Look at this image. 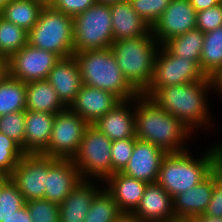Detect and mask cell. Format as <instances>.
<instances>
[{
	"instance_id": "cell-21",
	"label": "cell",
	"mask_w": 222,
	"mask_h": 222,
	"mask_svg": "<svg viewBox=\"0 0 222 222\" xmlns=\"http://www.w3.org/2000/svg\"><path fill=\"white\" fill-rule=\"evenodd\" d=\"M105 189L112 195L122 213L132 214L138 207L147 183L122 172H116L105 181Z\"/></svg>"
},
{
	"instance_id": "cell-7",
	"label": "cell",
	"mask_w": 222,
	"mask_h": 222,
	"mask_svg": "<svg viewBox=\"0 0 222 222\" xmlns=\"http://www.w3.org/2000/svg\"><path fill=\"white\" fill-rule=\"evenodd\" d=\"M74 53L108 49L114 42L109 5L95 3L73 17Z\"/></svg>"
},
{
	"instance_id": "cell-50",
	"label": "cell",
	"mask_w": 222,
	"mask_h": 222,
	"mask_svg": "<svg viewBox=\"0 0 222 222\" xmlns=\"http://www.w3.org/2000/svg\"><path fill=\"white\" fill-rule=\"evenodd\" d=\"M11 0H0V10L3 6H5L8 2H10Z\"/></svg>"
},
{
	"instance_id": "cell-38",
	"label": "cell",
	"mask_w": 222,
	"mask_h": 222,
	"mask_svg": "<svg viewBox=\"0 0 222 222\" xmlns=\"http://www.w3.org/2000/svg\"><path fill=\"white\" fill-rule=\"evenodd\" d=\"M222 26V3L196 13V29L204 33Z\"/></svg>"
},
{
	"instance_id": "cell-49",
	"label": "cell",
	"mask_w": 222,
	"mask_h": 222,
	"mask_svg": "<svg viewBox=\"0 0 222 222\" xmlns=\"http://www.w3.org/2000/svg\"><path fill=\"white\" fill-rule=\"evenodd\" d=\"M9 179V176L6 174L2 173L0 171V188L4 185V183Z\"/></svg>"
},
{
	"instance_id": "cell-27",
	"label": "cell",
	"mask_w": 222,
	"mask_h": 222,
	"mask_svg": "<svg viewBox=\"0 0 222 222\" xmlns=\"http://www.w3.org/2000/svg\"><path fill=\"white\" fill-rule=\"evenodd\" d=\"M204 32L199 29L187 31L166 41L163 46L174 56L194 60L200 66Z\"/></svg>"
},
{
	"instance_id": "cell-8",
	"label": "cell",
	"mask_w": 222,
	"mask_h": 222,
	"mask_svg": "<svg viewBox=\"0 0 222 222\" xmlns=\"http://www.w3.org/2000/svg\"><path fill=\"white\" fill-rule=\"evenodd\" d=\"M112 141L95 126L89 125L82 137L78 152L72 161L79 170L82 180L94 178L103 183L112 175Z\"/></svg>"
},
{
	"instance_id": "cell-23",
	"label": "cell",
	"mask_w": 222,
	"mask_h": 222,
	"mask_svg": "<svg viewBox=\"0 0 222 222\" xmlns=\"http://www.w3.org/2000/svg\"><path fill=\"white\" fill-rule=\"evenodd\" d=\"M114 41L151 34V27L132 8L129 0L109 5Z\"/></svg>"
},
{
	"instance_id": "cell-31",
	"label": "cell",
	"mask_w": 222,
	"mask_h": 222,
	"mask_svg": "<svg viewBox=\"0 0 222 222\" xmlns=\"http://www.w3.org/2000/svg\"><path fill=\"white\" fill-rule=\"evenodd\" d=\"M121 215L112 195L104 187L95 196L83 222H115Z\"/></svg>"
},
{
	"instance_id": "cell-3",
	"label": "cell",
	"mask_w": 222,
	"mask_h": 222,
	"mask_svg": "<svg viewBox=\"0 0 222 222\" xmlns=\"http://www.w3.org/2000/svg\"><path fill=\"white\" fill-rule=\"evenodd\" d=\"M212 145L198 158L189 150L167 153L161 162L157 183L172 198L198 185L222 163V142Z\"/></svg>"
},
{
	"instance_id": "cell-12",
	"label": "cell",
	"mask_w": 222,
	"mask_h": 222,
	"mask_svg": "<svg viewBox=\"0 0 222 222\" xmlns=\"http://www.w3.org/2000/svg\"><path fill=\"white\" fill-rule=\"evenodd\" d=\"M60 57L43 49L26 44L8 62V74L22 82L47 79Z\"/></svg>"
},
{
	"instance_id": "cell-2",
	"label": "cell",
	"mask_w": 222,
	"mask_h": 222,
	"mask_svg": "<svg viewBox=\"0 0 222 222\" xmlns=\"http://www.w3.org/2000/svg\"><path fill=\"white\" fill-rule=\"evenodd\" d=\"M134 102L137 139L150 142L166 153L188 150L187 140L194 135L190 129L143 94H138Z\"/></svg>"
},
{
	"instance_id": "cell-45",
	"label": "cell",
	"mask_w": 222,
	"mask_h": 222,
	"mask_svg": "<svg viewBox=\"0 0 222 222\" xmlns=\"http://www.w3.org/2000/svg\"><path fill=\"white\" fill-rule=\"evenodd\" d=\"M115 222H140L132 214L122 213V215Z\"/></svg>"
},
{
	"instance_id": "cell-47",
	"label": "cell",
	"mask_w": 222,
	"mask_h": 222,
	"mask_svg": "<svg viewBox=\"0 0 222 222\" xmlns=\"http://www.w3.org/2000/svg\"><path fill=\"white\" fill-rule=\"evenodd\" d=\"M95 1L96 3H99V4L112 5V4H115L116 2H120L123 0H95Z\"/></svg>"
},
{
	"instance_id": "cell-14",
	"label": "cell",
	"mask_w": 222,
	"mask_h": 222,
	"mask_svg": "<svg viewBox=\"0 0 222 222\" xmlns=\"http://www.w3.org/2000/svg\"><path fill=\"white\" fill-rule=\"evenodd\" d=\"M166 152L154 144L136 139L131 158L122 173L148 183H155Z\"/></svg>"
},
{
	"instance_id": "cell-36",
	"label": "cell",
	"mask_w": 222,
	"mask_h": 222,
	"mask_svg": "<svg viewBox=\"0 0 222 222\" xmlns=\"http://www.w3.org/2000/svg\"><path fill=\"white\" fill-rule=\"evenodd\" d=\"M133 10L152 27L172 0H129Z\"/></svg>"
},
{
	"instance_id": "cell-1",
	"label": "cell",
	"mask_w": 222,
	"mask_h": 222,
	"mask_svg": "<svg viewBox=\"0 0 222 222\" xmlns=\"http://www.w3.org/2000/svg\"><path fill=\"white\" fill-rule=\"evenodd\" d=\"M212 89L213 80L206 76L199 82L158 88L149 98L196 133L199 128L207 130L214 127L209 110L211 106H208V95L213 92Z\"/></svg>"
},
{
	"instance_id": "cell-25",
	"label": "cell",
	"mask_w": 222,
	"mask_h": 222,
	"mask_svg": "<svg viewBox=\"0 0 222 222\" xmlns=\"http://www.w3.org/2000/svg\"><path fill=\"white\" fill-rule=\"evenodd\" d=\"M65 109L47 79L26 83V110L56 114Z\"/></svg>"
},
{
	"instance_id": "cell-24",
	"label": "cell",
	"mask_w": 222,
	"mask_h": 222,
	"mask_svg": "<svg viewBox=\"0 0 222 222\" xmlns=\"http://www.w3.org/2000/svg\"><path fill=\"white\" fill-rule=\"evenodd\" d=\"M55 114L25 110L24 153L41 154L50 142Z\"/></svg>"
},
{
	"instance_id": "cell-18",
	"label": "cell",
	"mask_w": 222,
	"mask_h": 222,
	"mask_svg": "<svg viewBox=\"0 0 222 222\" xmlns=\"http://www.w3.org/2000/svg\"><path fill=\"white\" fill-rule=\"evenodd\" d=\"M216 169L195 187L187 189L172 198L175 218H195L204 215L211 200Z\"/></svg>"
},
{
	"instance_id": "cell-33",
	"label": "cell",
	"mask_w": 222,
	"mask_h": 222,
	"mask_svg": "<svg viewBox=\"0 0 222 222\" xmlns=\"http://www.w3.org/2000/svg\"><path fill=\"white\" fill-rule=\"evenodd\" d=\"M24 154L15 141L0 132V171L2 173L10 177Z\"/></svg>"
},
{
	"instance_id": "cell-39",
	"label": "cell",
	"mask_w": 222,
	"mask_h": 222,
	"mask_svg": "<svg viewBox=\"0 0 222 222\" xmlns=\"http://www.w3.org/2000/svg\"><path fill=\"white\" fill-rule=\"evenodd\" d=\"M204 215L207 217L222 218V163L216 168L214 189Z\"/></svg>"
},
{
	"instance_id": "cell-13",
	"label": "cell",
	"mask_w": 222,
	"mask_h": 222,
	"mask_svg": "<svg viewBox=\"0 0 222 222\" xmlns=\"http://www.w3.org/2000/svg\"><path fill=\"white\" fill-rule=\"evenodd\" d=\"M196 13L189 0H172L151 27V33L163 45L175 36L196 29Z\"/></svg>"
},
{
	"instance_id": "cell-46",
	"label": "cell",
	"mask_w": 222,
	"mask_h": 222,
	"mask_svg": "<svg viewBox=\"0 0 222 222\" xmlns=\"http://www.w3.org/2000/svg\"><path fill=\"white\" fill-rule=\"evenodd\" d=\"M196 222H222V218L207 217L205 215H200L193 218Z\"/></svg>"
},
{
	"instance_id": "cell-41",
	"label": "cell",
	"mask_w": 222,
	"mask_h": 222,
	"mask_svg": "<svg viewBox=\"0 0 222 222\" xmlns=\"http://www.w3.org/2000/svg\"><path fill=\"white\" fill-rule=\"evenodd\" d=\"M3 222H32L31 216L27 210V207L24 206L19 211H15L14 215L10 216Z\"/></svg>"
},
{
	"instance_id": "cell-10",
	"label": "cell",
	"mask_w": 222,
	"mask_h": 222,
	"mask_svg": "<svg viewBox=\"0 0 222 222\" xmlns=\"http://www.w3.org/2000/svg\"><path fill=\"white\" fill-rule=\"evenodd\" d=\"M90 124L69 108L55 114L48 147L41 153L56 159H73Z\"/></svg>"
},
{
	"instance_id": "cell-51",
	"label": "cell",
	"mask_w": 222,
	"mask_h": 222,
	"mask_svg": "<svg viewBox=\"0 0 222 222\" xmlns=\"http://www.w3.org/2000/svg\"><path fill=\"white\" fill-rule=\"evenodd\" d=\"M43 1L45 4H50L53 0H41Z\"/></svg>"
},
{
	"instance_id": "cell-44",
	"label": "cell",
	"mask_w": 222,
	"mask_h": 222,
	"mask_svg": "<svg viewBox=\"0 0 222 222\" xmlns=\"http://www.w3.org/2000/svg\"><path fill=\"white\" fill-rule=\"evenodd\" d=\"M8 74V62L6 59L0 58V82Z\"/></svg>"
},
{
	"instance_id": "cell-34",
	"label": "cell",
	"mask_w": 222,
	"mask_h": 222,
	"mask_svg": "<svg viewBox=\"0 0 222 222\" xmlns=\"http://www.w3.org/2000/svg\"><path fill=\"white\" fill-rule=\"evenodd\" d=\"M25 110L0 116V132L15 141L24 152Z\"/></svg>"
},
{
	"instance_id": "cell-20",
	"label": "cell",
	"mask_w": 222,
	"mask_h": 222,
	"mask_svg": "<svg viewBox=\"0 0 222 222\" xmlns=\"http://www.w3.org/2000/svg\"><path fill=\"white\" fill-rule=\"evenodd\" d=\"M92 125L104 133L111 141L136 137L134 98L122 100Z\"/></svg>"
},
{
	"instance_id": "cell-40",
	"label": "cell",
	"mask_w": 222,
	"mask_h": 222,
	"mask_svg": "<svg viewBox=\"0 0 222 222\" xmlns=\"http://www.w3.org/2000/svg\"><path fill=\"white\" fill-rule=\"evenodd\" d=\"M95 3V0H53L50 5L65 15L75 17L77 14L86 11Z\"/></svg>"
},
{
	"instance_id": "cell-15",
	"label": "cell",
	"mask_w": 222,
	"mask_h": 222,
	"mask_svg": "<svg viewBox=\"0 0 222 222\" xmlns=\"http://www.w3.org/2000/svg\"><path fill=\"white\" fill-rule=\"evenodd\" d=\"M121 101L109 91L83 84L69 109L92 125Z\"/></svg>"
},
{
	"instance_id": "cell-37",
	"label": "cell",
	"mask_w": 222,
	"mask_h": 222,
	"mask_svg": "<svg viewBox=\"0 0 222 222\" xmlns=\"http://www.w3.org/2000/svg\"><path fill=\"white\" fill-rule=\"evenodd\" d=\"M136 137L112 141V174L122 172L131 158Z\"/></svg>"
},
{
	"instance_id": "cell-30",
	"label": "cell",
	"mask_w": 222,
	"mask_h": 222,
	"mask_svg": "<svg viewBox=\"0 0 222 222\" xmlns=\"http://www.w3.org/2000/svg\"><path fill=\"white\" fill-rule=\"evenodd\" d=\"M28 43V32L0 16V58L9 60Z\"/></svg>"
},
{
	"instance_id": "cell-29",
	"label": "cell",
	"mask_w": 222,
	"mask_h": 222,
	"mask_svg": "<svg viewBox=\"0 0 222 222\" xmlns=\"http://www.w3.org/2000/svg\"><path fill=\"white\" fill-rule=\"evenodd\" d=\"M222 68V26L204 33V42L200 57V69L213 78Z\"/></svg>"
},
{
	"instance_id": "cell-16",
	"label": "cell",
	"mask_w": 222,
	"mask_h": 222,
	"mask_svg": "<svg viewBox=\"0 0 222 222\" xmlns=\"http://www.w3.org/2000/svg\"><path fill=\"white\" fill-rule=\"evenodd\" d=\"M82 181L71 159H56L46 170L44 199L61 204Z\"/></svg>"
},
{
	"instance_id": "cell-4",
	"label": "cell",
	"mask_w": 222,
	"mask_h": 222,
	"mask_svg": "<svg viewBox=\"0 0 222 222\" xmlns=\"http://www.w3.org/2000/svg\"><path fill=\"white\" fill-rule=\"evenodd\" d=\"M160 43L153 34L114 41L110 49L128 83L142 94L150 85Z\"/></svg>"
},
{
	"instance_id": "cell-17",
	"label": "cell",
	"mask_w": 222,
	"mask_h": 222,
	"mask_svg": "<svg viewBox=\"0 0 222 222\" xmlns=\"http://www.w3.org/2000/svg\"><path fill=\"white\" fill-rule=\"evenodd\" d=\"M132 215L140 222H169L175 218L172 197L157 182L148 183Z\"/></svg>"
},
{
	"instance_id": "cell-22",
	"label": "cell",
	"mask_w": 222,
	"mask_h": 222,
	"mask_svg": "<svg viewBox=\"0 0 222 222\" xmlns=\"http://www.w3.org/2000/svg\"><path fill=\"white\" fill-rule=\"evenodd\" d=\"M104 188L95 180H82L59 204V222H83L95 196Z\"/></svg>"
},
{
	"instance_id": "cell-11",
	"label": "cell",
	"mask_w": 222,
	"mask_h": 222,
	"mask_svg": "<svg viewBox=\"0 0 222 222\" xmlns=\"http://www.w3.org/2000/svg\"><path fill=\"white\" fill-rule=\"evenodd\" d=\"M56 160L37 153H25L9 177L21 192L24 201L43 199L46 170Z\"/></svg>"
},
{
	"instance_id": "cell-32",
	"label": "cell",
	"mask_w": 222,
	"mask_h": 222,
	"mask_svg": "<svg viewBox=\"0 0 222 222\" xmlns=\"http://www.w3.org/2000/svg\"><path fill=\"white\" fill-rule=\"evenodd\" d=\"M25 206L24 198L17 186L9 178L0 188V222Z\"/></svg>"
},
{
	"instance_id": "cell-28",
	"label": "cell",
	"mask_w": 222,
	"mask_h": 222,
	"mask_svg": "<svg viewBox=\"0 0 222 222\" xmlns=\"http://www.w3.org/2000/svg\"><path fill=\"white\" fill-rule=\"evenodd\" d=\"M26 110V83L9 74L0 82V116Z\"/></svg>"
},
{
	"instance_id": "cell-42",
	"label": "cell",
	"mask_w": 222,
	"mask_h": 222,
	"mask_svg": "<svg viewBox=\"0 0 222 222\" xmlns=\"http://www.w3.org/2000/svg\"><path fill=\"white\" fill-rule=\"evenodd\" d=\"M196 12L209 9L222 3V0H189Z\"/></svg>"
},
{
	"instance_id": "cell-43",
	"label": "cell",
	"mask_w": 222,
	"mask_h": 222,
	"mask_svg": "<svg viewBox=\"0 0 222 222\" xmlns=\"http://www.w3.org/2000/svg\"><path fill=\"white\" fill-rule=\"evenodd\" d=\"M213 80V87L216 93L219 92V97H222V68L215 74V76L212 78Z\"/></svg>"
},
{
	"instance_id": "cell-26",
	"label": "cell",
	"mask_w": 222,
	"mask_h": 222,
	"mask_svg": "<svg viewBox=\"0 0 222 222\" xmlns=\"http://www.w3.org/2000/svg\"><path fill=\"white\" fill-rule=\"evenodd\" d=\"M44 6L41 0H11L1 8L0 16L29 32Z\"/></svg>"
},
{
	"instance_id": "cell-19",
	"label": "cell",
	"mask_w": 222,
	"mask_h": 222,
	"mask_svg": "<svg viewBox=\"0 0 222 222\" xmlns=\"http://www.w3.org/2000/svg\"><path fill=\"white\" fill-rule=\"evenodd\" d=\"M62 104L69 108L82 87L80 69L75 57L60 58L47 78Z\"/></svg>"
},
{
	"instance_id": "cell-35",
	"label": "cell",
	"mask_w": 222,
	"mask_h": 222,
	"mask_svg": "<svg viewBox=\"0 0 222 222\" xmlns=\"http://www.w3.org/2000/svg\"><path fill=\"white\" fill-rule=\"evenodd\" d=\"M32 222H59V204L47 199H35L25 202Z\"/></svg>"
},
{
	"instance_id": "cell-48",
	"label": "cell",
	"mask_w": 222,
	"mask_h": 222,
	"mask_svg": "<svg viewBox=\"0 0 222 222\" xmlns=\"http://www.w3.org/2000/svg\"><path fill=\"white\" fill-rule=\"evenodd\" d=\"M169 222H196V221L192 218H174Z\"/></svg>"
},
{
	"instance_id": "cell-6",
	"label": "cell",
	"mask_w": 222,
	"mask_h": 222,
	"mask_svg": "<svg viewBox=\"0 0 222 222\" xmlns=\"http://www.w3.org/2000/svg\"><path fill=\"white\" fill-rule=\"evenodd\" d=\"M73 31V17L45 4L38 22L28 32V44L60 58L69 57L74 54Z\"/></svg>"
},
{
	"instance_id": "cell-9",
	"label": "cell",
	"mask_w": 222,
	"mask_h": 222,
	"mask_svg": "<svg viewBox=\"0 0 222 222\" xmlns=\"http://www.w3.org/2000/svg\"><path fill=\"white\" fill-rule=\"evenodd\" d=\"M205 77L194 60L174 56L161 45L156 54L152 81L142 94L150 97L158 88L199 82Z\"/></svg>"
},
{
	"instance_id": "cell-5",
	"label": "cell",
	"mask_w": 222,
	"mask_h": 222,
	"mask_svg": "<svg viewBox=\"0 0 222 222\" xmlns=\"http://www.w3.org/2000/svg\"><path fill=\"white\" fill-rule=\"evenodd\" d=\"M82 83L106 90L121 100L135 98L139 93L124 78L110 48L75 52Z\"/></svg>"
}]
</instances>
